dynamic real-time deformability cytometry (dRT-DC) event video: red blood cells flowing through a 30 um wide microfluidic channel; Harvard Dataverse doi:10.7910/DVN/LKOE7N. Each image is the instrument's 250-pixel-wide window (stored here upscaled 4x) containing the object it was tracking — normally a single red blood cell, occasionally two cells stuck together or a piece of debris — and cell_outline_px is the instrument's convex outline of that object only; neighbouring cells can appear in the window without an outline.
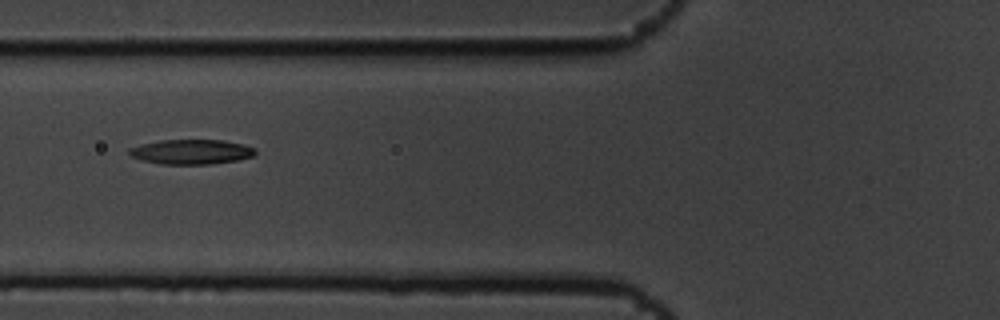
{"species": "common noctule bat (a hibernating species)", "species_latin": "Nyctalus noctula", "temperature_condition": "cold", "stored_images_in_passage": 10, "camera_frame_rate_fps": 3000, "um_per_image_px": 0.085, "animal": {"sex": "male", "body_mass_g": 19.5, "forearm_length_mm": 54.6}, "frame": {"image": 1, "passage_image": 7, "time_ms": 2.0, "image_size_px": [1000, 320], "cell_outline_px": [[256, 152], [252, 156], [236, 160], [208, 164], [160, 164], [144, 160], [132, 156], [128, 152], [128, 148], [140, 144], [160, 140], [224, 140], [244, 144], [256, 148]], "centroid_in_image_um": [16.26, 12.89], "position_along_channel_um": 109.5, "area_um2": 18.15}}
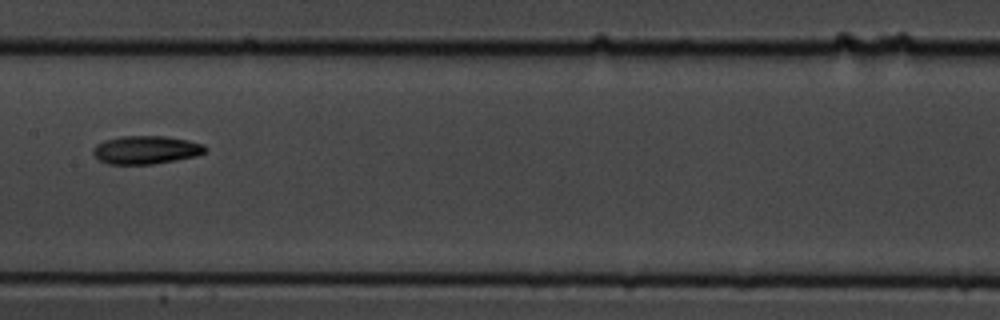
{"frame": {"image": 2, "passage_image": 9, "time_ms": 2.667, "image_size_px": [1000, 320], "cell_outline_px": [[208, 148], [204, 152], [196, 156], [176, 160], [152, 164], [108, 164], [100, 160], [92, 152], [92, 148], [96, 144], [104, 140], [124, 136], [164, 136], [188, 140], [204, 144]], "centroid_in_image_um": [12.41, 12.74], "position_along_channel_um": 195.0, "area_um2": 18.44}}
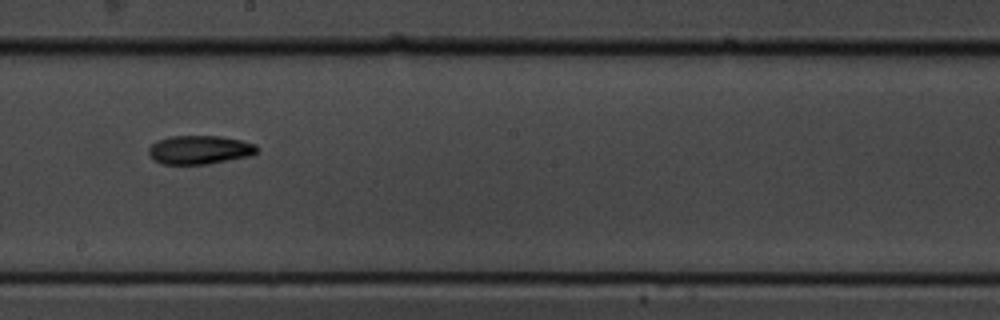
{"frame": {"image": 3, "passage_image": 10, "time_ms": 3.0, "image_size_px": [1000, 320], "cell_outline_px": [[256, 152], [252, 156], [208, 164], [160, 164], [152, 160], [148, 156], [148, 148], [156, 140], [168, 136], [220, 136], [240, 140], [256, 144]], "centroid_in_image_um": [16.91, 12.74], "position_along_channel_um": 231.3, "area_um2": 18.38}}